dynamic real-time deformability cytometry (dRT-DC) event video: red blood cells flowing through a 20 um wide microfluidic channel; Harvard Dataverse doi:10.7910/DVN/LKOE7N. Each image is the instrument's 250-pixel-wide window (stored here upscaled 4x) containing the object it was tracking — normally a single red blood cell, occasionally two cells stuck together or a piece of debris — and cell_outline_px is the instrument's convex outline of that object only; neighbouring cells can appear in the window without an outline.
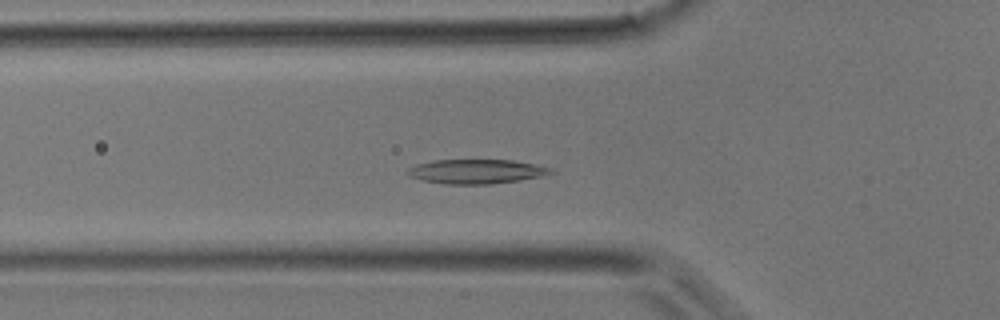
{"species": "common noctule bat (a hibernating species)", "species_latin": "Nyctalus noctula", "temperature_condition": "room temperature", "stored_images_in_passage": 36, "camera_frame_rate_fps": 3000, "um_per_image_px": 0.085, "animal": {"sex": "male", "body_mass_g": 17.9}, "frame": {"image": 1, "passage_image": 11, "time_ms": 3.333, "image_size_px": [1000, 320], "cell_outline_px": [[556, 172], [544, 176], [520, 180], [488, 184], [444, 184], [424, 180], [408, 176], [408, 168], [416, 164], [436, 160], [512, 160], [552, 168]], "centroid_in_image_um": [40.51, 14.58], "position_along_channel_um": 85.3, "area_um2": 20.23}}
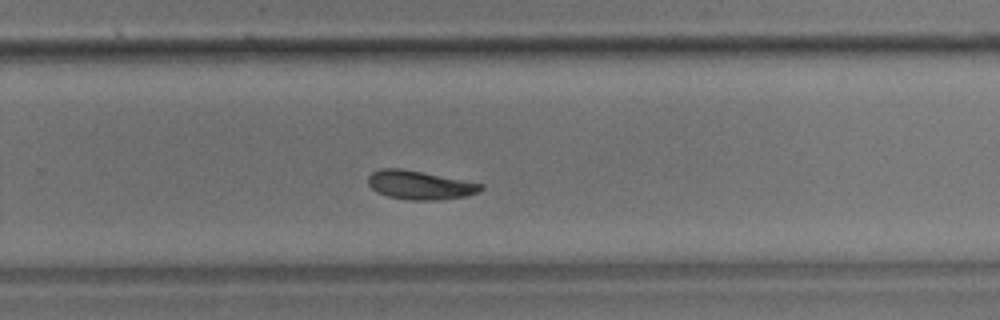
{"frame": {"image": 2, "passage_image": 23, "time_ms": 7.333, "image_size_px": [1000, 320], "cell_outline_px": [[484, 188], [476, 192], [464, 196], [440, 200], [412, 200], [388, 196], [376, 192], [368, 184], [368, 176], [372, 172], [380, 168], [400, 168], [424, 172], [484, 184]], "centroid_in_image_um": [35.66, 15.72], "position_along_channel_um": 294.1, "area_um2": 18.84}}
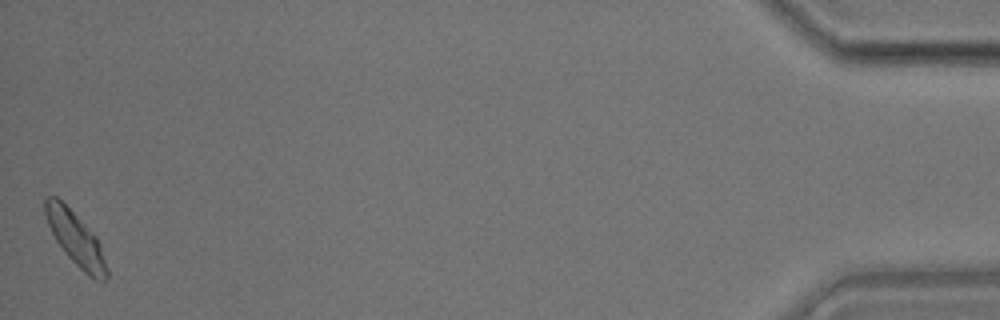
{"frame": {"image": 3, "passage_image": 36, "time_ms": 11.667, "image_size_px": [1000, 320], "cell_outline_px": [[108, 276], [104, 280], [96, 280], [88, 276], [64, 252], [56, 240], [48, 224], [44, 212], [44, 200], [48, 196], [56, 196], [96, 236], [100, 244], [108, 268]], "centroid_in_image_um": [6.44, 20.31], "position_along_channel_um": 428.8, "area_um2": 18.79}}